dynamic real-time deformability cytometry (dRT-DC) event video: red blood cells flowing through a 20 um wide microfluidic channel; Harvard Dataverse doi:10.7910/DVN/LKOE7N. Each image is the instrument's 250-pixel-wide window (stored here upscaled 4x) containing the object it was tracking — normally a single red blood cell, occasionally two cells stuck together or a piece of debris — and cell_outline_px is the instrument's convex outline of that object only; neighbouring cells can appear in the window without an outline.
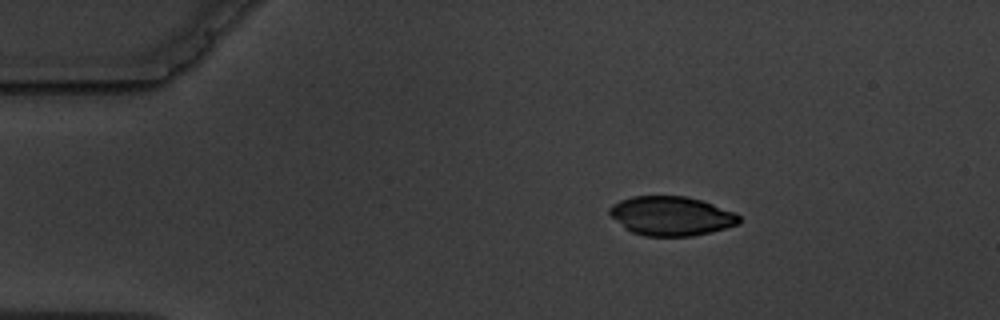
{"species": "common noctule bat (a hibernating species)", "species_latin": "Nyctalus noctula", "temperature_condition": "warm", "stored_images_in_passage": 3, "camera_frame_rate_fps": 3000, "um_per_image_px": 0.085, "animal": {"sex": "male", "body_mass_g": 19.5, "forearm_length_mm": 54.6}, "frame": {"image": 1, "passage_image": 1, "time_ms": 0.0, "image_size_px": [1000, 320], "cell_outline_px": [[740, 224], [692, 236], [644, 236], [632, 232], [624, 228], [608, 212], [608, 208], [612, 204], [620, 200], [632, 196], [684, 196], [700, 200], [736, 212], [740, 216]], "centroid_in_image_um": [57.04, 18.35], "position_along_channel_um": 28.0, "area_um2": 29.54}}